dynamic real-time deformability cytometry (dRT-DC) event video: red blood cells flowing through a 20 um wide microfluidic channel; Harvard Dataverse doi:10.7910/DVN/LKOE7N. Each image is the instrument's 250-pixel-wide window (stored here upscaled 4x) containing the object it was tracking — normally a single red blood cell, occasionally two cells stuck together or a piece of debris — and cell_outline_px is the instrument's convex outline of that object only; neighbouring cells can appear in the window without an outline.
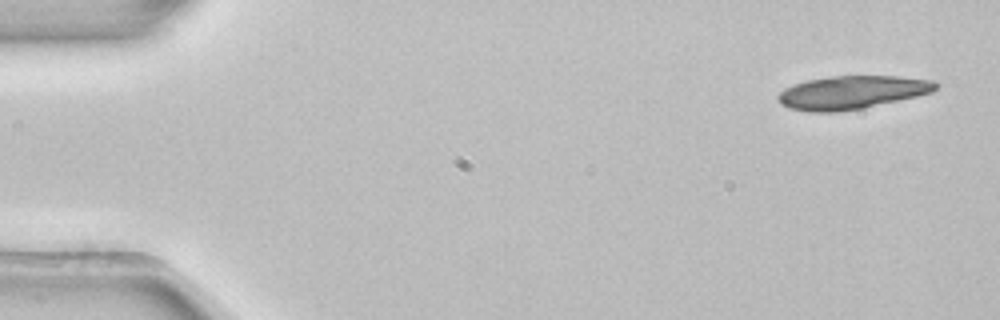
{"species": "common noctule bat (a hibernating species)", "species_latin": "Nyctalus noctula", "temperature_condition": "room temperature", "stored_images_in_passage": 3, "camera_frame_rate_fps": 3000, "um_per_image_px": 0.085, "animal": {"sex": "female", "body_mass_g": 22.7, "forearm_length_mm": 54.2}, "frame": {"image": 1, "passage_image": 1, "time_ms": 0.0, "image_size_px": [1000, 320], "cell_outline_px": [[940, 84], [932, 92], [900, 100], [864, 108], [836, 112], [808, 112], [788, 108], [780, 104], [776, 96], [784, 88], [792, 84], [808, 80], [832, 76], [900, 76], [932, 80]], "centroid_in_image_um": [72.38, 7.86], "position_along_channel_um": 12.6, "area_um2": 30.75}}